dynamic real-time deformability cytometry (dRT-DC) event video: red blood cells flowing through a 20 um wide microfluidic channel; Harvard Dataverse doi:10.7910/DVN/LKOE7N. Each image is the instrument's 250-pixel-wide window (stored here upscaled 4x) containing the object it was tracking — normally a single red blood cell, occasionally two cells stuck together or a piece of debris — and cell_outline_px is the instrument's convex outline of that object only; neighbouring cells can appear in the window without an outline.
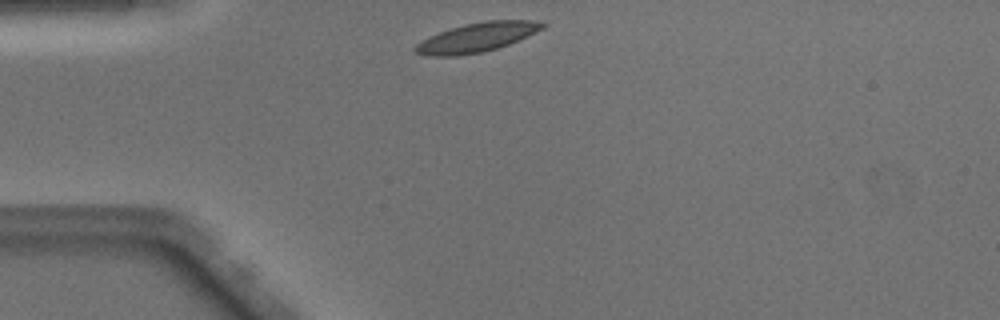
{"species": "Egyptian fruit bat (a non-hibernating species)", "species_latin": "Rousettus aegyptiacus", "temperature_condition": "warm", "stored_images_in_passage": 38, "camera_frame_rate_fps": 3000, "um_per_image_px": 0.085, "animal": {"sex": "male"}, "frame": {"image": 1, "passage_image": 1, "time_ms": 0.0, "image_size_px": [1000, 320], "cell_outline_px": [[548, 24], [528, 36], [508, 44], [496, 48], [480, 52], [456, 56], [428, 56], [416, 52], [412, 48], [416, 44], [428, 36], [464, 24], [484, 20], [532, 20]], "centroid_in_image_um": [40.5, 3.17], "position_along_channel_um": 44.5, "area_um2": 21.44}}
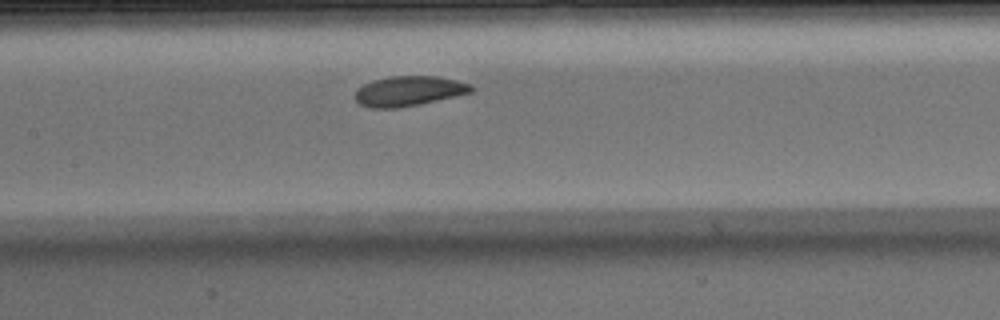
{"frame": {"image": 2, "passage_image": 12, "time_ms": 3.667, "image_size_px": [1000, 320], "cell_outline_px": [[476, 88], [472, 92], [420, 104], [396, 108], [368, 108], [360, 104], [356, 100], [356, 88], [372, 80], [388, 76], [436, 76], [456, 80], [472, 84]], "centroid_in_image_um": [34.75, 7.73], "position_along_channel_um": 172.7, "area_um2": 20.4}}
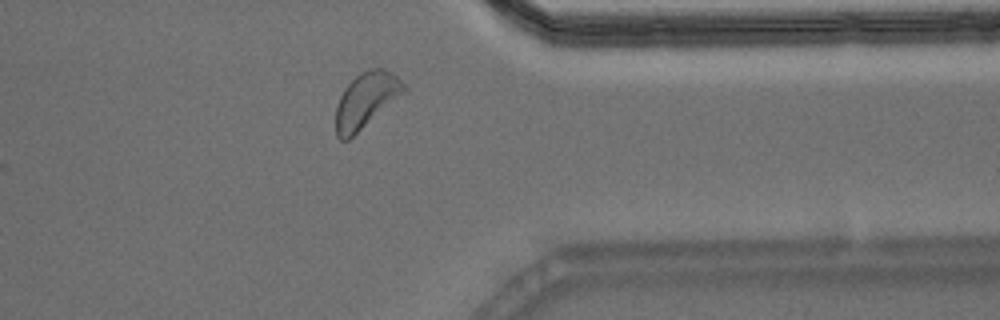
{"frame": {"image": 3, "passage_image": 28, "time_ms": 9.0, "image_size_px": [1000, 320], "cell_outline_px": [[408, 88], [348, 140], [340, 140], [336, 136], [336, 108], [340, 96], [344, 88], [360, 72], [368, 68], [384, 68], [392, 72]], "centroid_in_image_um": [31.08, 8.49], "position_along_channel_um": 380.3, "area_um2": 21.44}, "authors_computed_cell_mechanics": {"area_um2": 20.8658, "velocity_mm_per_s": 4.035, "shape_relaxation_time_tau1_ms": 9.5437, "shape_relaxation_time_tau2_ms": 7.9886, "deformation_change_tau1": 0.2382, "deformation_change_tau2": 0.169}}